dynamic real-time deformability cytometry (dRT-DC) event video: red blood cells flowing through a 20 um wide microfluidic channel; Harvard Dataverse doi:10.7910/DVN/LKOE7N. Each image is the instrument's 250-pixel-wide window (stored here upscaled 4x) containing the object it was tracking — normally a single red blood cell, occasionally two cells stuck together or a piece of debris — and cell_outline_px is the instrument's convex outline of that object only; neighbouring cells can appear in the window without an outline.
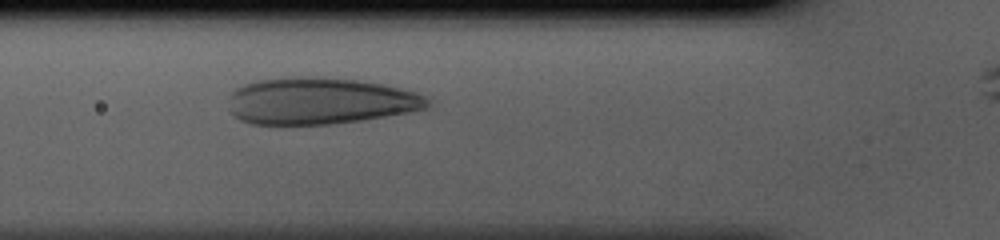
{"species": "human", "species_latin": "Homo sapiens", "temperature_condition": "cold", "stored_images_in_passage": 32, "camera_frame_rate_fps": 3000, "um_per_image_px": 0.085, "donor": {"sex": "male"}, "frame": {"image": 1, "passage_image": 9, "time_ms": 2.667, "image_size_px": [1000, 240], "cell_outline_px": [[428, 108], [408, 112], [360, 120], [328, 124], [252, 124], [240, 120], [232, 112], [232, 92], [236, 88], [244, 84], [256, 80], [300, 76], [356, 80], [380, 84], [416, 92], [424, 96], [428, 100]], "centroid_in_image_um": [27.19, 8.58], "position_along_channel_um": 98.6, "area_um2": 53.29}}
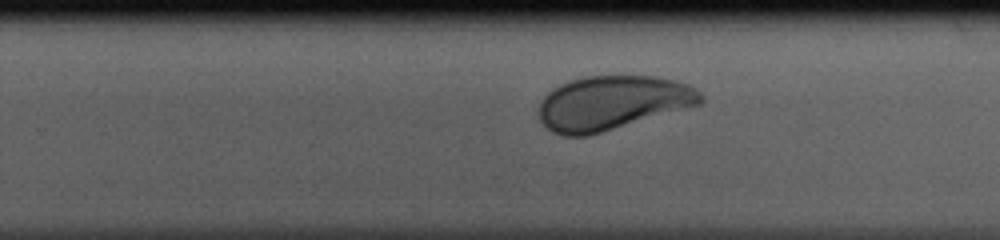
{"frame": {"image": 2, "passage_image": 22, "time_ms": 7.0, "image_size_px": [1000, 240], "cell_outline_px": [[704, 100], [700, 104], [588, 136], [560, 136], [552, 132], [540, 120], [540, 104], [544, 96], [552, 88], [568, 80], [584, 76], [656, 76], [676, 80], [692, 84], [704, 96]], "centroid_in_image_um": [52.06, 8.73], "position_along_channel_um": 277.7, "area_um2": 51.21}}
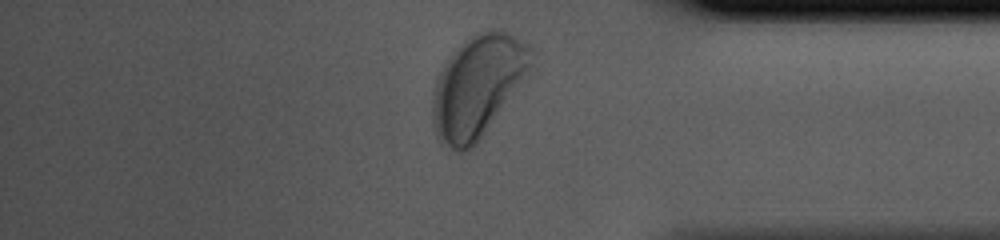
{"frame": {"image": 3, "passage_image": 31, "time_ms": 10.0, "image_size_px": [1000, 240], "cell_outline_px": [[536, 68], [476, 144], [472, 148], [464, 152], [460, 152], [440, 144], [436, 136], [432, 120], [432, 100], [436, 80], [444, 64], [472, 36], [480, 32], [492, 28], [496, 28], [508, 32], [516, 36], [528, 44], [536, 52]], "centroid_in_image_um": [40.71, 7.33], "position_along_channel_um": 394.5, "area_um2": 59.3}}